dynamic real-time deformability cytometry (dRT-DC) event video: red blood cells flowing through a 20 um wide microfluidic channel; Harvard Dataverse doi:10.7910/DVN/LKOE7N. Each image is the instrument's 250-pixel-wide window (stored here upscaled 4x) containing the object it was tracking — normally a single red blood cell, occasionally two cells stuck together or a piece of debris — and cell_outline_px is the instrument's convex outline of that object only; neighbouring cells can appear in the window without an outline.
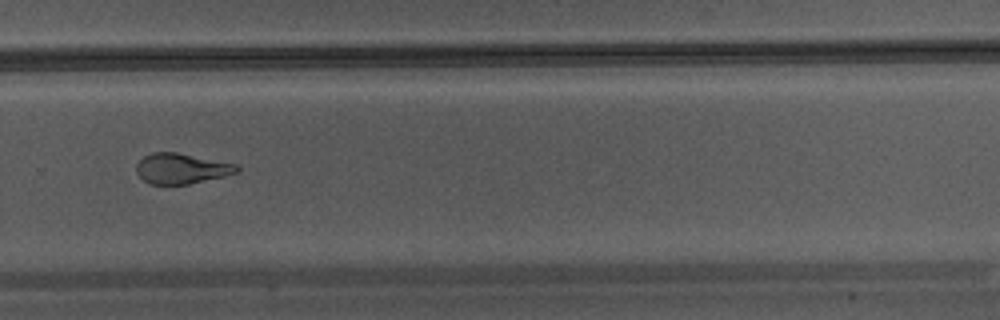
{"species": "Egyptian fruit bat (a non-hibernating species)", "species_latin": "Rousettus aegyptiacus", "temperature_condition": "warm", "stored_images_in_passage": 34, "camera_frame_rate_fps": 3000, "um_per_image_px": 0.085, "animal": {"sex": "male"}, "frame": {"image": 1, "passage_image": 20, "time_ms": 6.333, "image_size_px": [1000, 320], "cell_outline_px": [[240, 172], [224, 176], [188, 184], [152, 184], [144, 180], [136, 172], [136, 164], [144, 156], [152, 152], [176, 152], [236, 164], [240, 168]], "centroid_in_image_um": [15.43, 14.32], "position_along_channel_um": 314.4, "area_um2": 17.69}}